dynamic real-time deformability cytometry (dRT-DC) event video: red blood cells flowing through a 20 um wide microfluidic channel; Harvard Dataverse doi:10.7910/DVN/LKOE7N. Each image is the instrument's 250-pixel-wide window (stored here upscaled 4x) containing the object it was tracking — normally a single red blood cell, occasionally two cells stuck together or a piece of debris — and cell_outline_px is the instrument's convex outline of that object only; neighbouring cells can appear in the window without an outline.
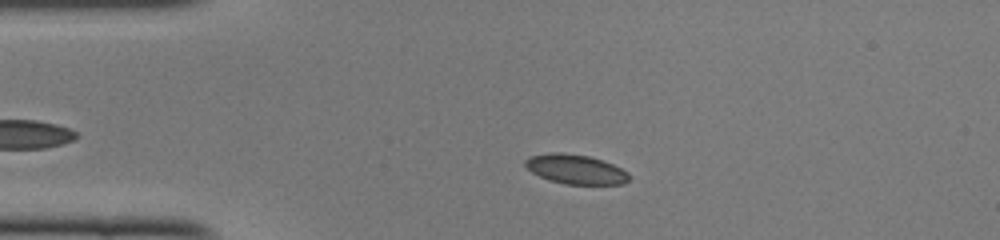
{"species": "common noctule bat (a hibernating species)", "species_latin": "Nyctalus noctula", "temperature_condition": "cold", "stored_images_in_passage": 43, "camera_frame_rate_fps": 3000, "um_per_image_px": 0.085, "animal": {"sex": "female", "body_mass_g": 22.0, "forearm_length_mm": 56.7}, "frame": {"image": 1, "passage_image": 9, "time_ms": 2.667, "image_size_px": [1000, 240], "cell_outline_px": [[628, 180], [624, 184], [564, 184], [548, 180], [532, 172], [524, 164], [524, 160], [528, 156], [552, 152], [560, 152], [588, 156], [604, 160], [628, 172]], "centroid_in_image_um": [48.9, 14.38], "position_along_channel_um": 36.1, "area_um2": 17.86}}
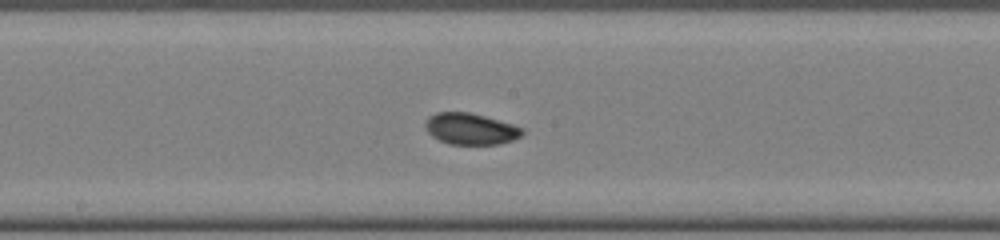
{"frame": {"image": 2, "passage_image": 24, "time_ms": 7.667, "image_size_px": [1000, 240], "cell_outline_px": [[524, 132], [520, 136], [512, 140], [500, 144], [448, 144], [432, 136], [428, 132], [424, 124], [428, 116], [436, 112], [468, 112], [484, 116], [512, 124], [524, 128]], "centroid_in_image_um": [39.98, 10.95], "position_along_channel_um": 208.2, "area_um2": 17.69}}
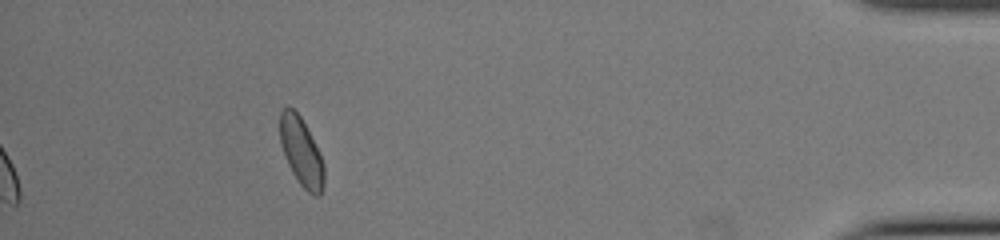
{"frame": {"image": 3, "passage_image": 43, "time_ms": 14.0, "image_size_px": [1000, 240], "cell_outline_px": [[324, 184], [320, 196], [316, 196], [308, 192], [300, 184], [292, 172], [288, 164], [280, 144], [280, 112], [288, 104], [300, 116], [324, 164]], "centroid_in_image_um": [25.59, 12.92], "position_along_channel_um": 409.6, "area_um2": 17.22}, "authors_computed_cell_mechanics": {"area_um2": 17.6868, "velocity_mm_per_s": 4.085, "shape_relaxation_time_tau1_ms": 3.5721, "shape_relaxation_time_tau2_ms": null, "deformation_change_tau1": 0.0707, "deformation_change_tau2": null}}